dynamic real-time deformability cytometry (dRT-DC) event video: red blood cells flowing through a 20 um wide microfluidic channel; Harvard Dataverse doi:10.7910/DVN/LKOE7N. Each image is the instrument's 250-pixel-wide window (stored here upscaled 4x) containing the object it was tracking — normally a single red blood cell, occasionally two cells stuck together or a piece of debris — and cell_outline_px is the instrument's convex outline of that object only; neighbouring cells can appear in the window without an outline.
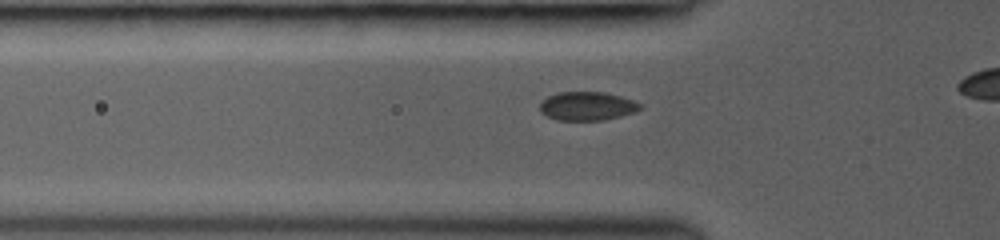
{"species": "common noctule bat (a hibernating species)", "species_latin": "Nyctalus noctula", "temperature_condition": "room temperature", "stored_images_in_passage": 20, "camera_frame_rate_fps": 3000, "um_per_image_px": 0.085, "animal": {"sex": "female", "body_mass_g": 19.0, "forearm_length_mm": 53.3}, "frame": {"image": 1, "passage_image": 12, "time_ms": 3.667, "image_size_px": [1000, 240], "cell_outline_px": [[644, 108], [636, 112], [604, 120], [556, 120], [540, 112], [540, 104], [548, 96], [556, 92], [604, 92], [620, 96], [644, 104]], "centroid_in_image_um": [49.95, 9.02], "position_along_channel_um": 75.8, "area_um2": 16.88}}
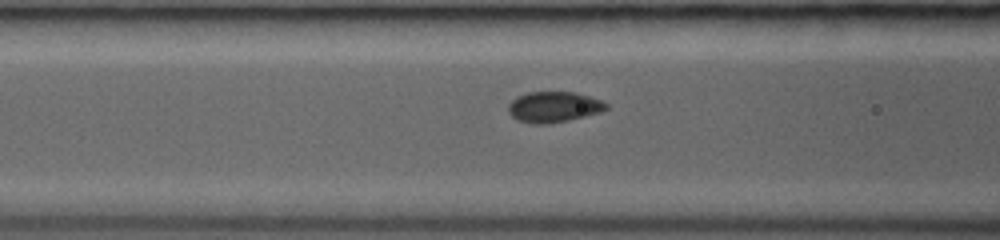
{"frame": {"image": 2, "passage_image": 15, "time_ms": 4.667, "image_size_px": [1000, 240], "cell_outline_px": [[608, 108], [600, 112], [568, 120], [544, 124], [532, 124], [516, 120], [508, 112], [508, 104], [516, 96], [528, 92], [576, 92], [600, 100], [608, 104]], "centroid_in_image_um": [47.03, 9.09], "position_along_channel_um": 119.6, "area_um2": 17.51}}